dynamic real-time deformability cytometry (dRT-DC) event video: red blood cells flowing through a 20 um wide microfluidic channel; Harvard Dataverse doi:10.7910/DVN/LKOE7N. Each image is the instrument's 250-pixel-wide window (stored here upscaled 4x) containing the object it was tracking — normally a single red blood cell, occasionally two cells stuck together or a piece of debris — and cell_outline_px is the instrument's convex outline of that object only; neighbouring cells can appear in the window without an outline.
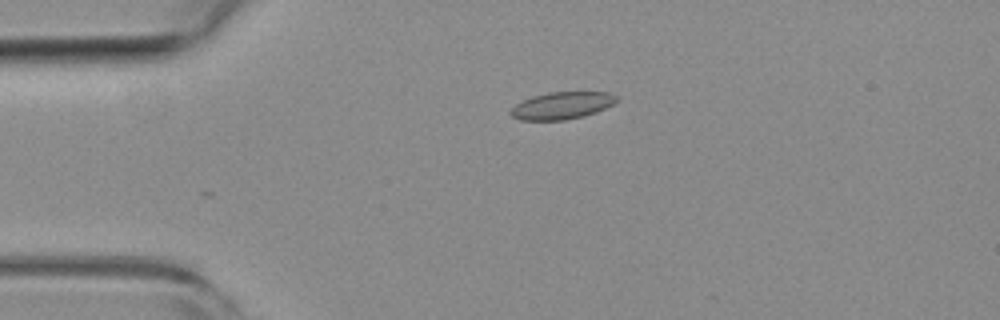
{"species": "common noctule bat (a hibernating species)", "species_latin": "Nyctalus noctula", "temperature_condition": "room temperature", "stored_images_in_passage": 12, "camera_frame_rate_fps": 3000, "um_per_image_px": 0.085, "animal": {"sex": "female", "body_mass_g": 19.3, "forearm_length_mm": 54.1}, "frame": {"image": 1, "passage_image": 1, "time_ms": 0.0, "image_size_px": [1000, 320], "cell_outline_px": [[620, 100], [596, 112], [584, 116], [564, 120], [520, 120], [512, 116], [508, 112], [520, 100], [532, 96], [548, 92], [608, 92], [620, 96]], "centroid_in_image_um": [47.77, 8.96], "position_along_channel_um": 37.2, "area_um2": 16.99}}
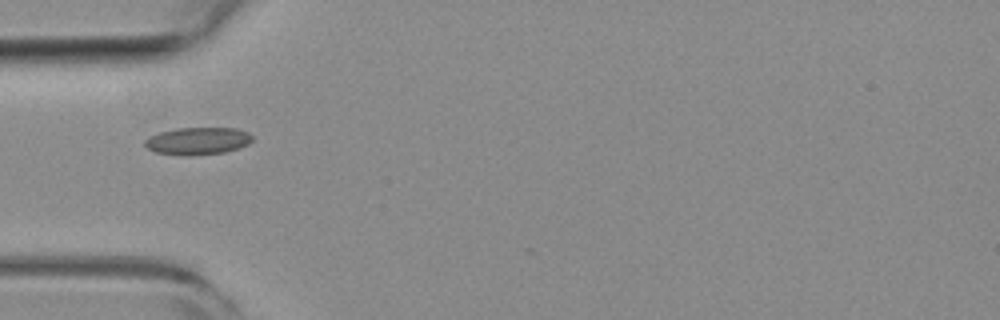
{"frame": {"image": 2, "passage_image": 6, "time_ms": 1.667, "image_size_px": [1000, 320], "cell_outline_px": [[252, 140], [248, 144], [240, 148], [224, 152], [156, 152], [148, 148], [144, 144], [144, 140], [148, 136], [160, 132], [176, 128], [236, 128], [248, 132], [252, 136]], "centroid_in_image_um": [16.85, 11.91], "position_along_channel_um": 68.2, "area_um2": 16.18}}
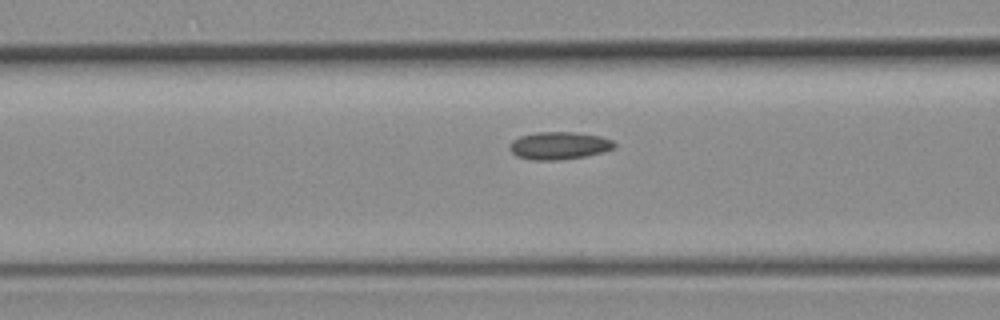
{"frame": {"image": 3, "passage_image": 10, "time_ms": 3.0, "image_size_px": [1000, 320], "cell_outline_px": [[616, 148], [604, 152], [584, 156], [560, 160], [532, 160], [516, 156], [508, 148], [508, 144], [512, 140], [520, 136], [536, 132], [572, 132], [600, 136], [612, 140], [616, 144]], "centroid_in_image_um": [47.51, 12.38], "position_along_channel_um": 119.1, "area_um2": 16.99}}